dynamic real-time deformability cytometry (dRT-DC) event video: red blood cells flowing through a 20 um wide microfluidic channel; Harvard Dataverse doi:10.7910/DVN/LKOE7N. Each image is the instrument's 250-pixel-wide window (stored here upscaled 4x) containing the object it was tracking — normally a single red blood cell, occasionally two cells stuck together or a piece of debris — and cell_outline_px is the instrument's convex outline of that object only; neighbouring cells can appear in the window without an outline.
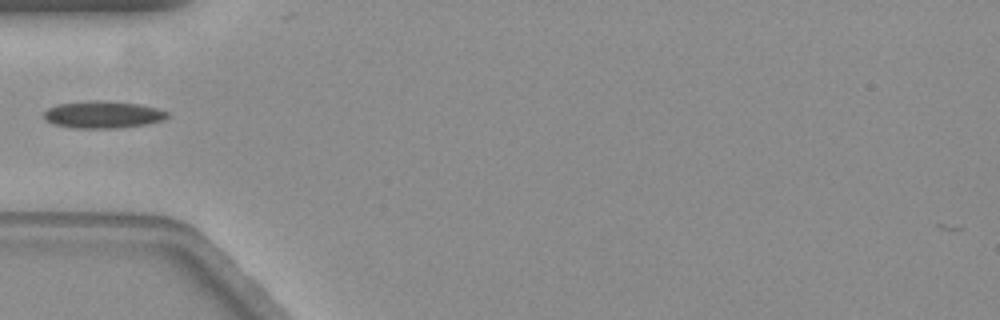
{"species": "common noctule bat (a hibernating species)", "species_latin": "Nyctalus noctula", "temperature_condition": "warm", "stored_images_in_passage": 40, "camera_frame_rate_fps": 3000, "um_per_image_px": 0.085, "animal": {"sex": "female", "body_mass_g": 19.3, "forearm_length_mm": 54.1}, "frame": {"image": 1, "passage_image": 1, "time_ms": 0.0, "image_size_px": [1000, 320], "cell_outline_px": [[168, 116], [164, 120], [144, 124], [120, 128], [72, 128], [52, 124], [44, 120], [44, 112], [48, 108], [56, 104], [92, 100], [100, 100], [140, 104], [156, 108], [168, 112]], "centroid_in_image_um": [8.7, 9.74], "position_along_channel_um": 76.3, "area_um2": 19.65}}
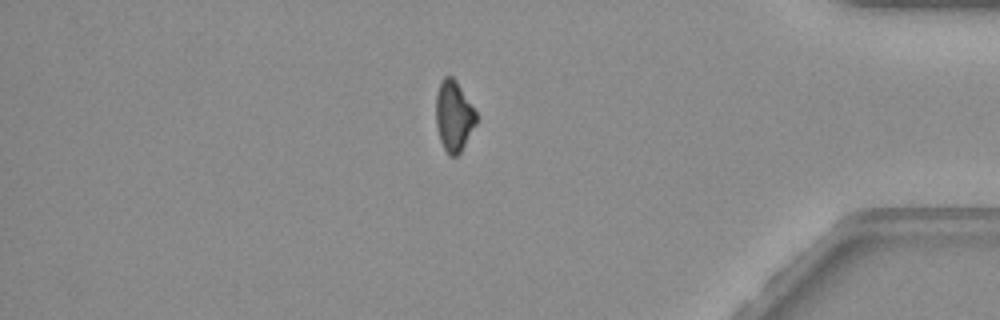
{"frame": {"image": 2, "passage_image": 31, "time_ms": 10.0, "image_size_px": [1000, 320], "cell_outline_px": [[480, 116], [476, 124], [460, 152], [456, 156], [448, 156], [440, 140], [436, 124], [436, 92], [440, 80], [444, 76], [452, 76], [456, 80]], "centroid_in_image_um": [38.58, 9.83], "position_along_channel_um": 396.6, "area_um2": 16.88}}
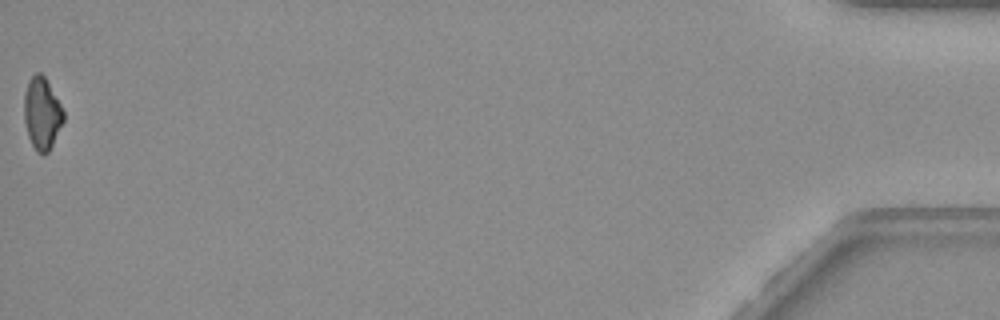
{"frame": {"image": 3, "passage_image": 40, "time_ms": 13.0, "image_size_px": [1000, 320], "cell_outline_px": [[64, 120], [48, 152], [44, 156], [36, 152], [28, 136], [24, 120], [24, 92], [28, 80], [36, 72], [40, 72], [44, 76], [60, 104], [64, 112]], "centroid_in_image_um": [3.55, 9.65], "position_along_channel_um": 431.7, "area_um2": 16.47}}